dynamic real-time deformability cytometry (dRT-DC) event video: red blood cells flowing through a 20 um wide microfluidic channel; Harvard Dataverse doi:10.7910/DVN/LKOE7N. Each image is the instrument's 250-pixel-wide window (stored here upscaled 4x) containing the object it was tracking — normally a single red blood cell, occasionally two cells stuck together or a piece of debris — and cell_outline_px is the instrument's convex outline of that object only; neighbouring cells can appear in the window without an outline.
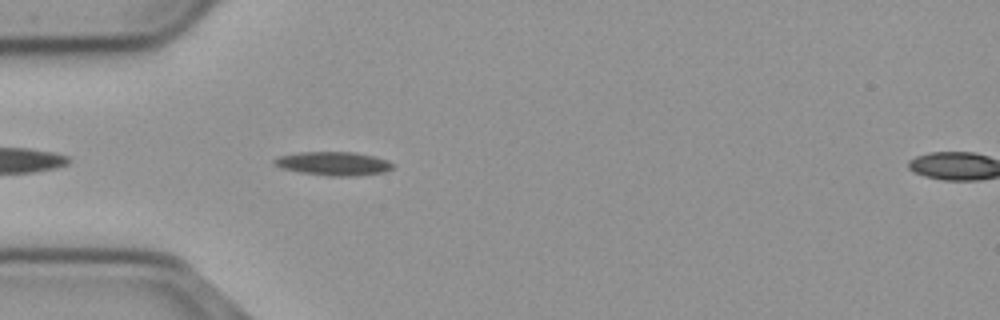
{"species": "common noctule bat (a hibernating species)", "species_latin": "Nyctalus noctula", "temperature_condition": "cold", "stored_images_in_passage": 43, "camera_frame_rate_fps": 3000, "um_per_image_px": 0.085, "animal": {"sex": "male", "body_mass_g": 23.1, "forearm_length_mm": 52.7}, "frame": {"image": 1, "passage_image": 4, "time_ms": 1.0, "image_size_px": [1000, 320], "cell_outline_px": [[392, 168], [384, 172], [348, 176], [328, 176], [304, 172], [284, 168], [276, 164], [272, 160], [280, 156], [300, 152], [356, 152], [388, 160], [392, 164]], "centroid_in_image_um": [28.37, 13.89], "position_along_channel_um": 56.6, "area_um2": 15.9}}
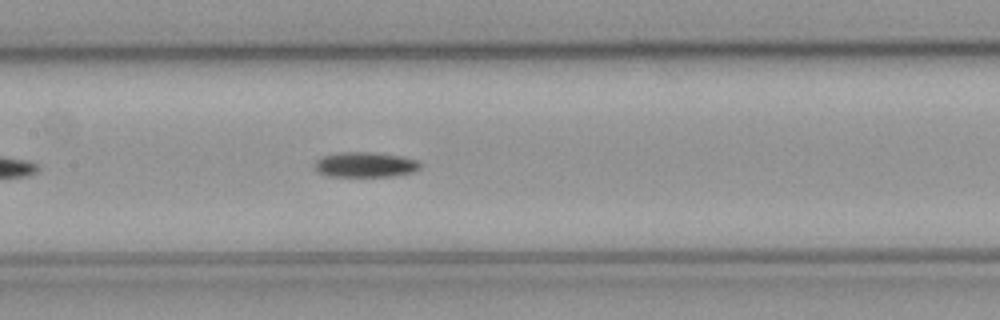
{"frame": {"image": 2, "passage_image": 14, "time_ms": 4.333, "image_size_px": [1000, 320], "cell_outline_px": [[420, 168], [412, 172], [388, 176], [328, 176], [320, 172], [316, 168], [316, 160], [324, 156], [340, 152], [368, 152], [400, 156], [420, 160]], "centroid_in_image_um": [31.07, 13.99], "position_along_channel_um": 176.3, "area_um2": 15.14}}
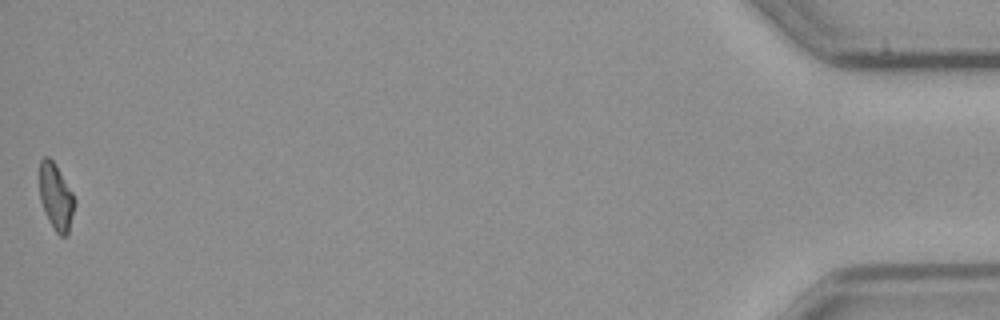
{"frame": {"image": 3, "passage_image": 43, "time_ms": 14.0, "image_size_px": [1000, 320], "cell_outline_px": [[76, 204], [68, 236], [60, 236], [56, 232], [44, 212], [40, 200], [40, 160], [44, 156], [48, 156], [56, 164], [72, 192]], "centroid_in_image_um": [4.77, 16.75], "position_along_channel_um": 430.4, "area_um2": 13.7}}